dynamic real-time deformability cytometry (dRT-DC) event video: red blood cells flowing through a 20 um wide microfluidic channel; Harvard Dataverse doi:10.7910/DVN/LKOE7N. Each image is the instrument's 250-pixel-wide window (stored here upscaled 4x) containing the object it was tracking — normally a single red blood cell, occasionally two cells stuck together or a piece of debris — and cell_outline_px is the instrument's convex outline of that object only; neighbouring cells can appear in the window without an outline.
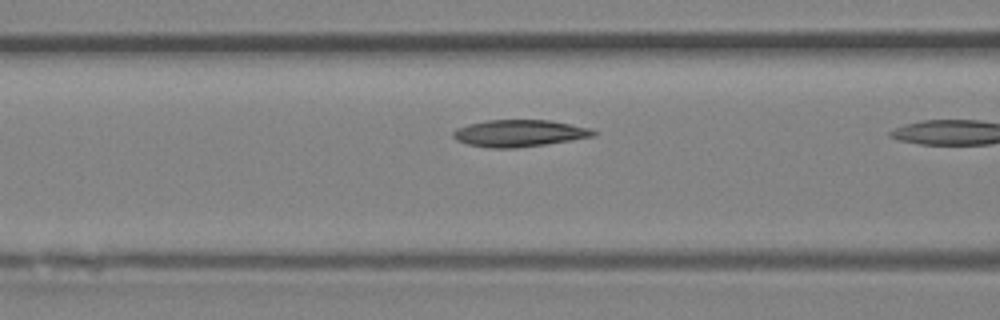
{"species": "Egyptian fruit bat (a non-hibernating species)", "species_latin": "Rousettus aegyptiacus", "temperature_condition": "room temperature", "stored_images_in_passage": 7, "camera_frame_rate_fps": 3000, "um_per_image_px": 0.085, "animal": {"sex": "female"}, "frame": {"image": 1, "passage_image": 6, "time_ms": 1.667, "image_size_px": [1000, 320], "cell_outline_px": [[596, 136], [544, 144], [516, 148], [488, 148], [468, 144], [456, 140], [452, 136], [452, 132], [456, 128], [468, 124], [488, 120], [548, 120], [592, 128], [596, 132]], "centroid_in_image_um": [44.12, 11.32], "position_along_channel_um": 122.5, "area_um2": 21.96}}